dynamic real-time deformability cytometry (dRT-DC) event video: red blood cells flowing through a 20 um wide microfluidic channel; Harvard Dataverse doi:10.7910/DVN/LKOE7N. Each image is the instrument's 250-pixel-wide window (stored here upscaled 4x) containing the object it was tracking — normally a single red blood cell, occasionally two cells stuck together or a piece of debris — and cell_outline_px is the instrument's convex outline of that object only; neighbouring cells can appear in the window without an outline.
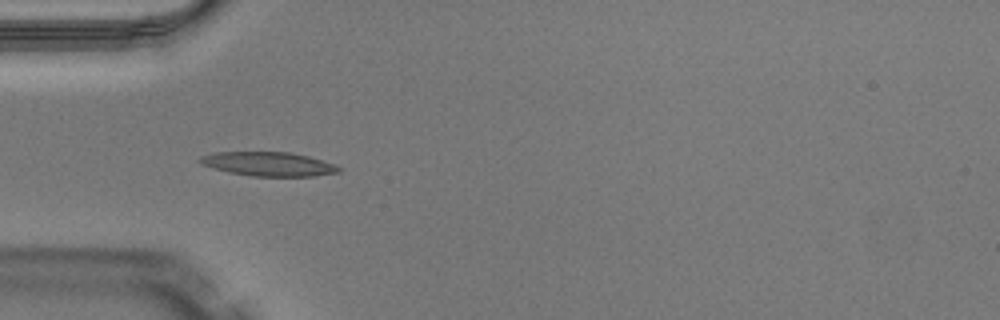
{"species": "Egyptian fruit bat (a non-hibernating species)", "species_latin": "Rousettus aegyptiacus", "temperature_condition": "warm", "stored_images_in_passage": 35, "camera_frame_rate_fps": 3000, "um_per_image_px": 0.085, "animal": {"sex": "male"}, "frame": {"image": 1, "passage_image": 1, "time_ms": 0.0, "image_size_px": [1000, 320], "cell_outline_px": [[340, 172], [312, 176], [252, 176], [228, 172], [212, 168], [196, 160], [200, 156], [212, 152], [288, 152], [308, 156], [336, 164], [340, 168]], "centroid_in_image_um": [22.8, 13.93], "position_along_channel_um": 62.2, "area_um2": 19.48}}
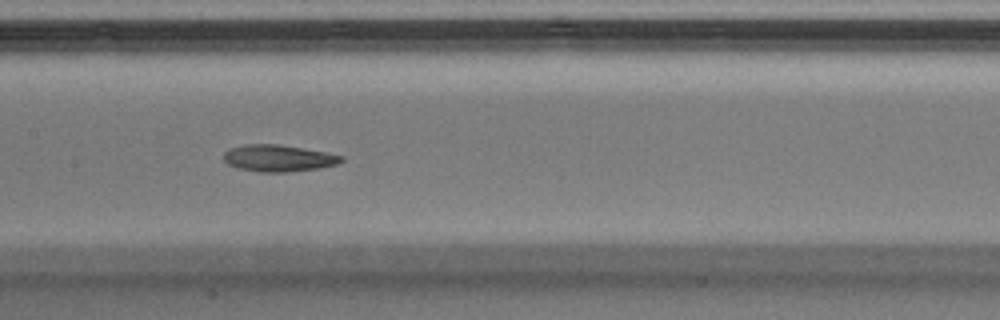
{"frame": {"image": 2, "passage_image": 10, "time_ms": 3.0, "image_size_px": [1000, 320], "cell_outline_px": [[344, 160], [336, 164], [316, 168], [284, 172], [260, 172], [236, 168], [228, 164], [224, 160], [224, 152], [232, 148], [248, 144], [276, 144], [324, 152], [344, 156]], "centroid_in_image_um": [23.63, 13.45], "position_along_channel_um": 183.8, "area_um2": 17.98}}
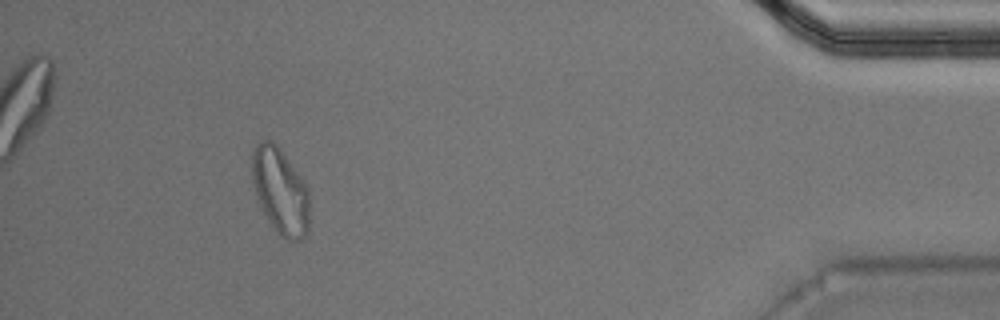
{"frame": {"image": 3, "passage_image": 31, "time_ms": 10.0, "image_size_px": [1000, 320], "cell_outline_px": [[308, 232], [300, 240], [284, 240], [276, 232], [268, 220], [256, 196], [252, 184], [252, 152], [256, 144], [260, 140], [272, 140], [280, 148], [300, 176], [308, 188]], "centroid_in_image_um": [23.81, 16.24], "position_along_channel_um": 411.4, "area_um2": 28.84}, "authors_computed_cell_mechanics": {"area_um2": 19.0162, "velocity_mm_per_s": 4.078, "shape_relaxation_time_tau1_ms": 10.27, "shape_relaxation_time_tau2_ms": 6.2414, "deformation_change_tau1": 0.304, "deformation_change_tau2": 0.1464}}